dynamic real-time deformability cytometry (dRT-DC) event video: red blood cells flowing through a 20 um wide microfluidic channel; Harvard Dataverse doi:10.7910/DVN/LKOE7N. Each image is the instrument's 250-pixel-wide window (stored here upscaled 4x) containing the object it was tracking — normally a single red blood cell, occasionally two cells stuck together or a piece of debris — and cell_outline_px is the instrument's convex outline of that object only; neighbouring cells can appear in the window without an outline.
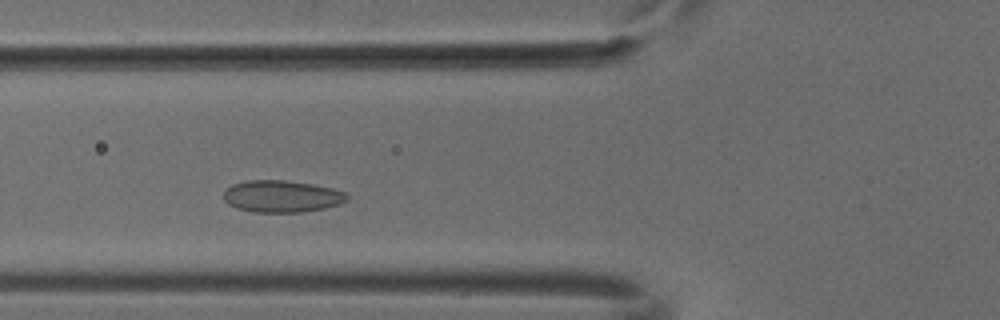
{"species": "common noctule bat (a hibernating species)", "species_latin": "Nyctalus noctula", "temperature_condition": "cold", "stored_images_in_passage": 44, "camera_frame_rate_fps": 3000, "um_per_image_px": 0.085, "animal": {"sex": "male", "body_mass_g": 18.8}, "frame": {"image": 1, "passage_image": 11, "time_ms": 3.333, "image_size_px": [1000, 320], "cell_outline_px": [[348, 200], [340, 204], [324, 208], [300, 212], [252, 212], [236, 208], [228, 204], [224, 200], [224, 192], [232, 184], [248, 180], [284, 180], [312, 184], [332, 188], [344, 192], [348, 196]], "centroid_in_image_um": [23.94, 16.69], "position_along_channel_um": 101.9, "area_um2": 22.95}}
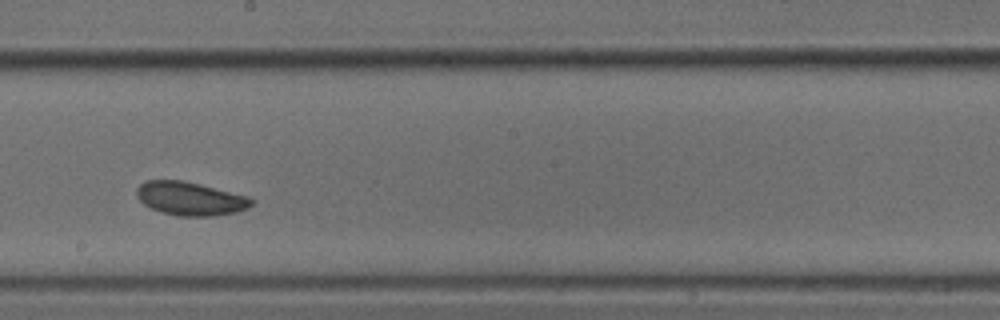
{"frame": {"image": 2, "passage_image": 21, "time_ms": 6.667, "image_size_px": [1000, 320], "cell_outline_px": [[256, 200], [248, 208], [236, 212], [212, 216], [176, 216], [160, 212], [144, 204], [136, 196], [136, 188], [144, 180], [184, 180], [248, 196]], "centroid_in_image_um": [16.16, 16.88], "position_along_channel_um": 232.0, "area_um2": 22.6}}
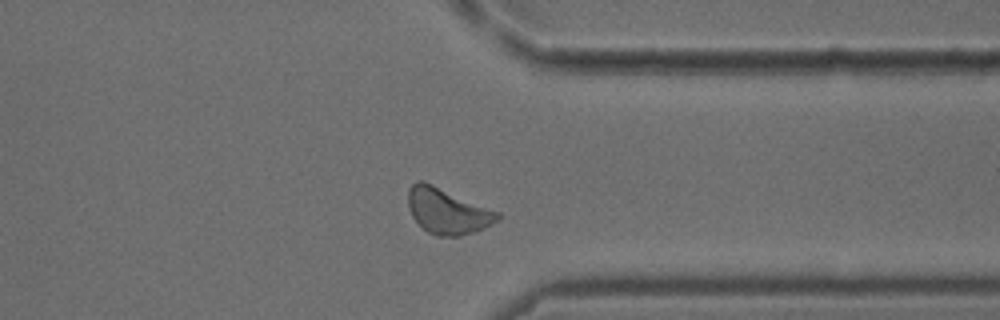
{"frame": {"image": 3, "passage_image": 32, "time_ms": 10.333, "image_size_px": [1000, 320], "cell_outline_px": [[500, 220], [484, 228], [460, 236], [436, 236], [428, 232], [412, 216], [408, 208], [408, 188], [416, 180], [420, 180], [432, 184], [500, 212]], "centroid_in_image_um": [38.03, 17.94], "position_along_channel_um": 373.4, "area_um2": 23.7}}